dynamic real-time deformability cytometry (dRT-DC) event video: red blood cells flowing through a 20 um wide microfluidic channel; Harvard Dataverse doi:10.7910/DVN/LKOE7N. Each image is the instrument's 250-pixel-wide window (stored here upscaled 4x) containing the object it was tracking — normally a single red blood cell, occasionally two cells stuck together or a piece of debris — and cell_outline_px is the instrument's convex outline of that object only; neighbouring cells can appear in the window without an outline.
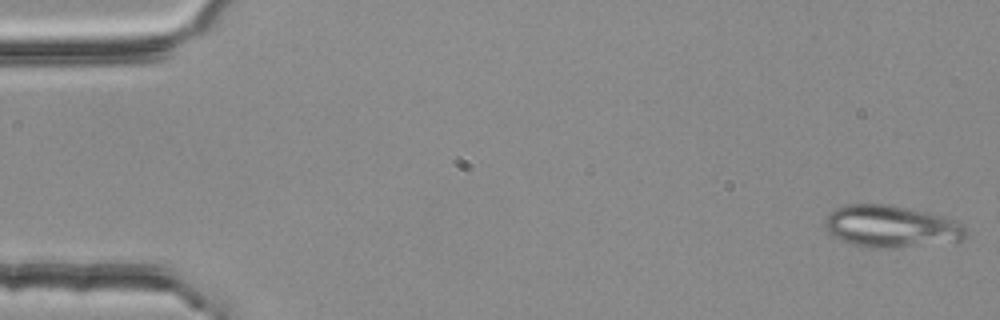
{"species": "common noctule bat (a hibernating species)", "species_latin": "Nyctalus noctula", "temperature_condition": "room temperature", "stored_images_in_passage": 53, "camera_frame_rate_fps": 3000, "um_per_image_px": 0.085, "animal": {"sex": "female", "body_mass_g": 25.1}, "frame": {"image": 1, "passage_image": 1, "time_ms": 0.0, "image_size_px": [1000, 320], "cell_outline_px": [[968, 236], [964, 240], [892, 248], [868, 248], [852, 244], [828, 232], [824, 224], [824, 220], [836, 208], [848, 204], [888, 204], [928, 212], [952, 220], [960, 224], [968, 232]], "centroid_in_image_um": [75.75, 19.25], "position_along_channel_um": 9.3, "area_um2": 34.16}}
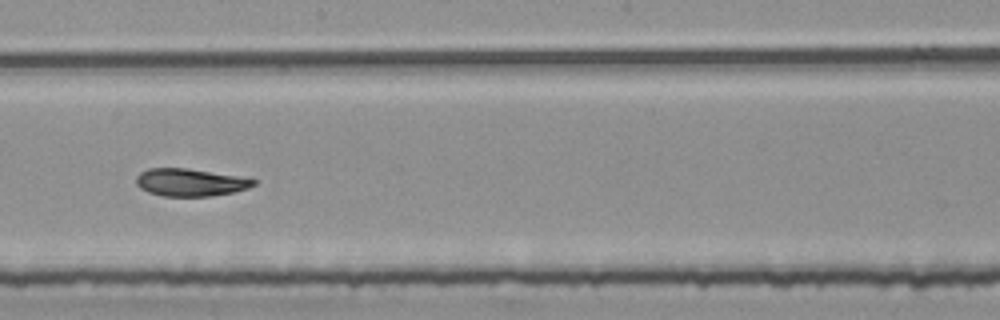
{"frame": {"image": 2, "passage_image": 30, "time_ms": 9.667, "image_size_px": [1000, 320], "cell_outline_px": [[260, 180], [256, 184], [248, 188], [232, 192], [212, 196], [164, 196], [148, 192], [140, 188], [136, 184], [136, 176], [140, 172], [148, 168], [184, 168]], "centroid_in_image_um": [16.14, 15.51], "position_along_channel_um": 232.1, "area_um2": 18.67}}
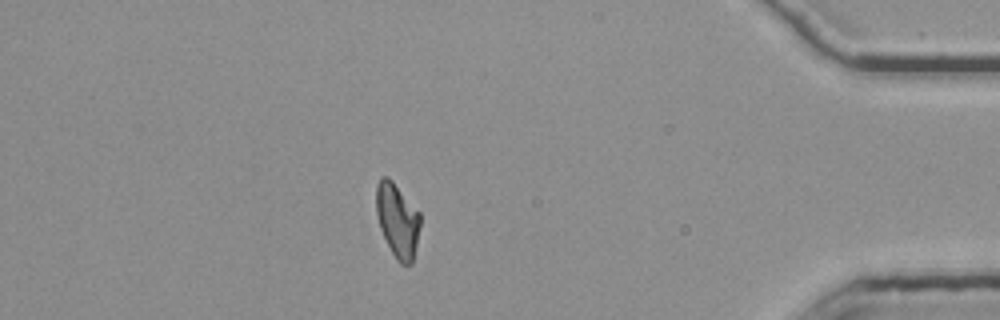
{"frame": {"image": 3, "passage_image": 47, "time_ms": 15.333, "image_size_px": [1000, 320], "cell_outline_px": [[420, 224], [412, 264], [400, 264], [396, 260], [380, 228], [376, 212], [376, 184], [384, 176], [388, 176], [392, 180], [420, 212]], "centroid_in_image_um": [33.78, 18.71], "position_along_channel_um": 401.4, "area_um2": 18.84}, "authors_computed_cell_mechanics": {"area_um2": 19.7098, "velocity_mm_per_s": 3.7789, "shape_relaxation_time_tau1_ms": 6.6684, "shape_relaxation_time_tau2_ms": 6.2652, "deformation_change_tau1": 0.1941, "deformation_change_tau2": 0.1083}}